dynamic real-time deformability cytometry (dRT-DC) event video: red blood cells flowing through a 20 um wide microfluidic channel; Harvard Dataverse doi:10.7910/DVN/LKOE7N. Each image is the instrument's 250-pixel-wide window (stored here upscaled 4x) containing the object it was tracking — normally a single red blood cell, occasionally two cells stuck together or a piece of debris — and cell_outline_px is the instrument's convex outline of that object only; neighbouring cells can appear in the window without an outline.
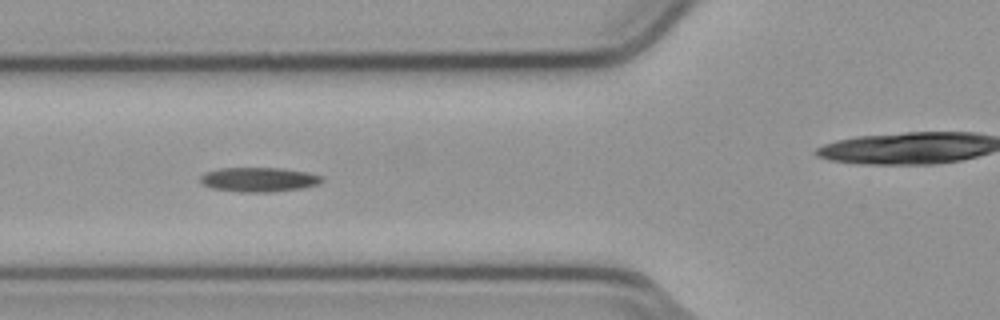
{"species": "common noctule bat (a hibernating species)", "species_latin": "Nyctalus noctula", "temperature_condition": "cold", "stored_images_in_passage": 12, "camera_frame_rate_fps": 3000, "um_per_image_px": 0.085, "animal": {"sex": "male", "body_mass_g": 23.1, "forearm_length_mm": 52.7}, "frame": {"image": 1, "passage_image": 6, "time_ms": 1.667, "image_size_px": [1000, 320], "cell_outline_px": [[324, 180], [320, 184], [304, 188], [272, 192], [240, 192], [212, 188], [204, 184], [200, 180], [200, 176], [204, 172], [220, 168], [280, 168], [308, 172], [324, 176]], "centroid_in_image_um": [22.05, 15.26], "position_along_channel_um": 103.7, "area_um2": 17.51}}
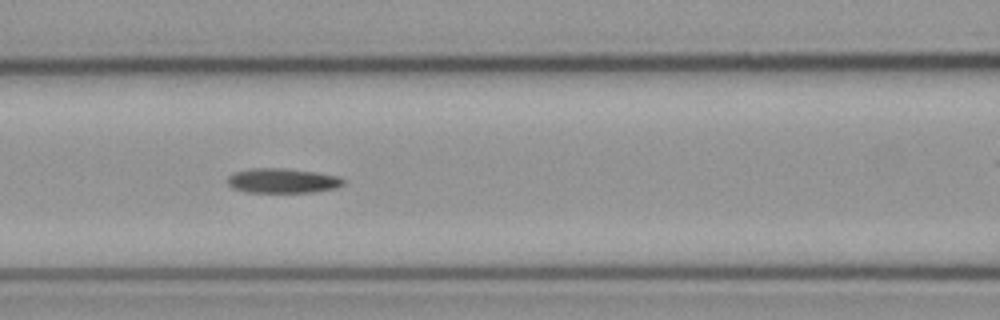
{"frame": {"image": 2, "passage_image": 9, "time_ms": 2.667, "image_size_px": [1000, 320], "cell_outline_px": [[344, 184], [336, 188], [316, 192], [244, 192], [232, 188], [228, 184], [228, 176], [236, 172], [252, 168], [284, 168], [316, 172], [340, 176], [344, 180]], "centroid_in_image_um": [24.04, 15.36], "position_along_channel_um": 142.6, "area_um2": 16.76}}